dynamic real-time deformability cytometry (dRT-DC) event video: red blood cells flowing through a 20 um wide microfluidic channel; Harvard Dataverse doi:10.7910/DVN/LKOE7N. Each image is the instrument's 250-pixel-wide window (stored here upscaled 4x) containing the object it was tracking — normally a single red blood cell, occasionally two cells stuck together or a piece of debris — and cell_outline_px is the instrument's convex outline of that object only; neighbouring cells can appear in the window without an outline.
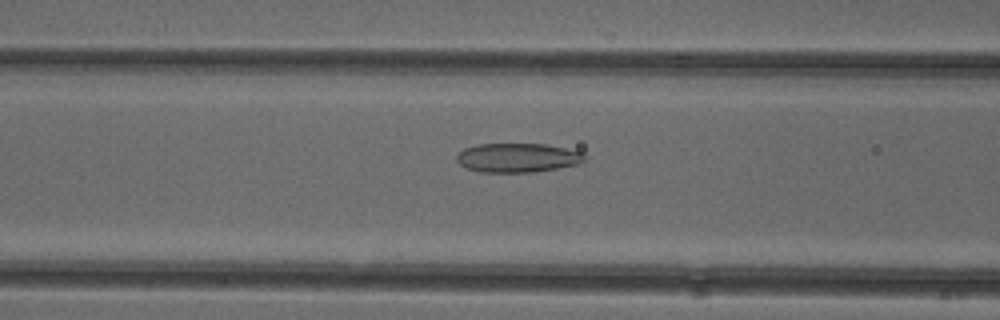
{"species": "common noctule bat (a hibernating species)", "species_latin": "Nyctalus noctula", "temperature_condition": "cold", "stored_images_in_passage": 51, "camera_frame_rate_fps": 3000, "um_per_image_px": 0.085, "animal": {"sex": "female"}, "frame": {"image": 1, "passage_image": 21, "time_ms": 6.667, "image_size_px": [1000, 320], "cell_outline_px": [[588, 160], [580, 164], [532, 172], [480, 172], [468, 168], [460, 164], [456, 160], [456, 156], [464, 148], [476, 144], [544, 144], [584, 152], [588, 156]], "centroid_in_image_um": [44.05, 13.4], "position_along_channel_um": 122.6, "area_um2": 21.85}}
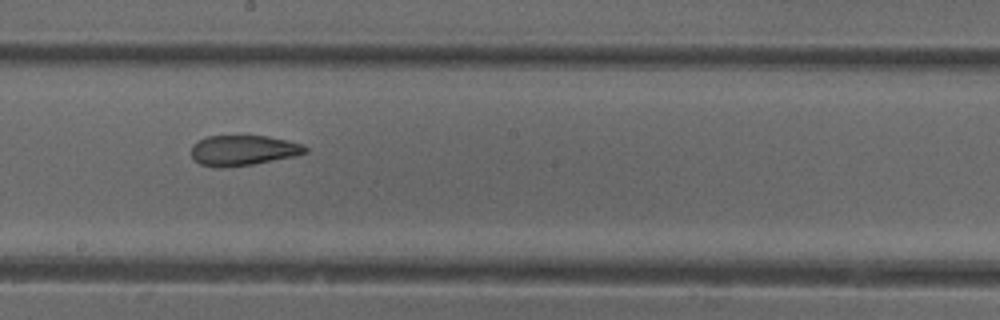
{"frame": {"image": 2, "passage_image": 29, "time_ms": 9.333, "image_size_px": [1000, 320], "cell_outline_px": [[308, 152], [296, 156], [252, 164], [220, 168], [216, 168], [200, 164], [192, 156], [192, 144], [208, 136], [264, 136], [304, 144], [308, 148]], "centroid_in_image_um": [20.68, 12.79], "position_along_channel_um": 227.5, "area_um2": 20.0}}
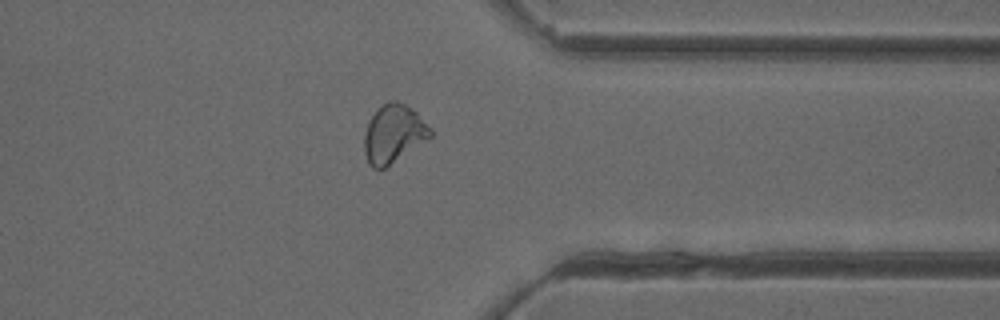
{"frame": {"image": 3, "passage_image": 41, "time_ms": 13.333, "image_size_px": [1000, 320], "cell_outline_px": [[432, 136], [384, 168], [372, 168], [368, 164], [364, 152], [364, 136], [368, 120], [388, 100], [396, 100], [412, 108], [432, 128]], "centroid_in_image_um": [33.45, 11.36], "position_along_channel_um": 378.0, "area_um2": 22.2}}